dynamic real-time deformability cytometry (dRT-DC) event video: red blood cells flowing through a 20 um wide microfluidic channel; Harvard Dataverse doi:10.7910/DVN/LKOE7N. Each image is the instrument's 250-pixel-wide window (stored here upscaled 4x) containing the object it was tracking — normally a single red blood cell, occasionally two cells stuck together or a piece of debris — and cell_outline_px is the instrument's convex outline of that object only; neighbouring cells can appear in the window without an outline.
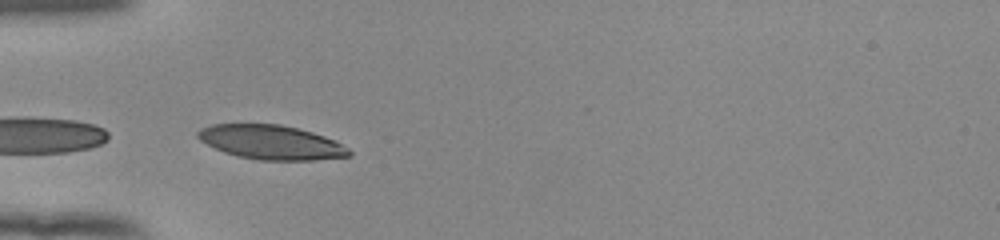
{"species": "human", "species_latin": "Homo sapiens", "temperature_condition": "room temperature", "stored_images_in_passage": 14, "camera_frame_rate_fps": 3000, "um_per_image_px": 0.085, "donor": {"sex": "female"}, "frame": {"image": 1, "passage_image": 1, "time_ms": 0.0, "image_size_px": [1000, 240], "cell_outline_px": [[352, 156], [316, 160], [260, 160], [236, 156], [224, 152], [200, 140], [196, 136], [196, 132], [200, 128], [212, 124], [280, 124], [312, 132], [336, 140], [348, 148], [352, 152]], "centroid_in_image_um": [23.07, 12.1], "position_along_channel_um": 61.9, "area_um2": 30.29}}